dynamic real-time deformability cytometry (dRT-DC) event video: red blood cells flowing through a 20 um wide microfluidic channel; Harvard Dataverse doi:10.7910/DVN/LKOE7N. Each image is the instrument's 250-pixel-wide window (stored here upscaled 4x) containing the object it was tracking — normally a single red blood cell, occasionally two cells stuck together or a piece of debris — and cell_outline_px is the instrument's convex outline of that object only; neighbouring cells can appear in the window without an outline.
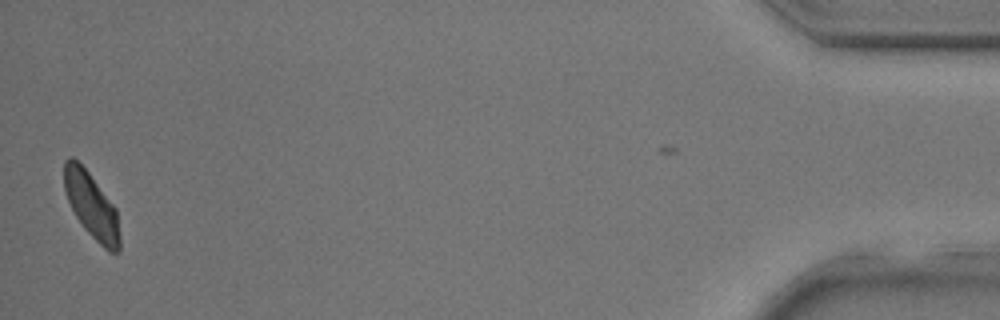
{"species": "common noctule bat (a hibernating species)", "species_latin": "Nyctalus noctula", "temperature_condition": "room temperature", "stored_images_in_passage": 36, "camera_frame_rate_fps": 3000, "um_per_image_px": 0.085, "animal": {"sex": "male", "body_mass_g": 17.9, "forearm_length_mm": 54.2}, "frame": {"image": 1, "passage_image": 35, "time_ms": 11.333, "image_size_px": [1000, 320], "cell_outline_px": [[120, 252], [108, 252], [84, 228], [76, 216], [68, 200], [64, 188], [64, 160], [68, 156], [72, 156], [88, 172], [116, 208], [120, 236]], "centroid_in_image_um": [7.78, 17.48], "position_along_channel_um": 427.4, "area_um2": 21.04}}